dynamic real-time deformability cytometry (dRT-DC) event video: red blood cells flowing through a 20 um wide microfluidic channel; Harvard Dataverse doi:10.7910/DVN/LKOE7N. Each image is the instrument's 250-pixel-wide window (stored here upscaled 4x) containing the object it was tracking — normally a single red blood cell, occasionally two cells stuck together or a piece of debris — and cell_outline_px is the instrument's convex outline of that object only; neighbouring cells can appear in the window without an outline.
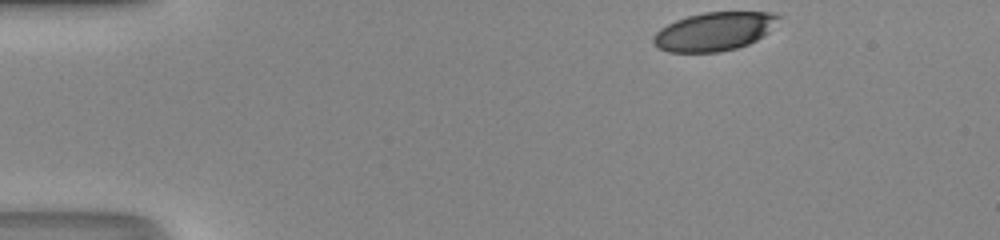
{"species": "human", "species_latin": "Homo sapiens", "temperature_condition": "room temperature", "stored_images_in_passage": 35, "camera_frame_rate_fps": 3000, "um_per_image_px": 0.085, "donor": {"sex": "male"}, "frame": {"image": 1, "passage_image": 1, "time_ms": 0.0, "image_size_px": [1000, 240], "cell_outline_px": [[780, 16], [768, 32], [756, 40], [748, 44], [736, 48], [720, 52], [668, 52], [656, 48], [652, 40], [652, 36], [660, 28], [676, 20], [688, 16], [704, 12], [772, 12]], "centroid_in_image_um": [60.66, 2.68], "position_along_channel_um": 24.3, "area_um2": 28.03}}
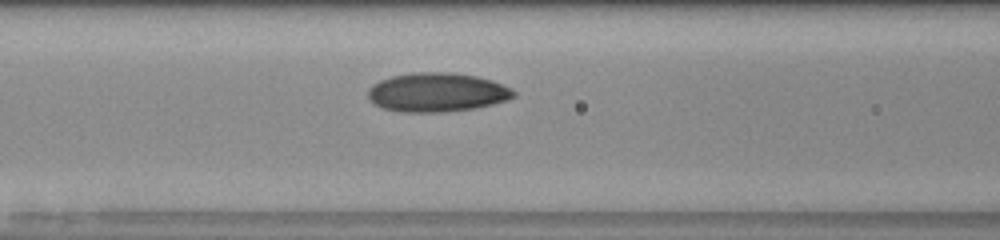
{"frame": {"image": 2, "passage_image": 15, "time_ms": 4.667, "image_size_px": [1000, 240], "cell_outline_px": [[516, 96], [508, 100], [476, 108], [444, 112], [400, 112], [380, 108], [368, 100], [368, 88], [372, 84], [380, 80], [392, 76], [412, 72], [452, 72], [476, 76], [492, 80], [512, 88], [516, 92]], "centroid_in_image_um": [37.13, 7.85], "position_along_channel_um": 129.5, "area_um2": 33.58}}
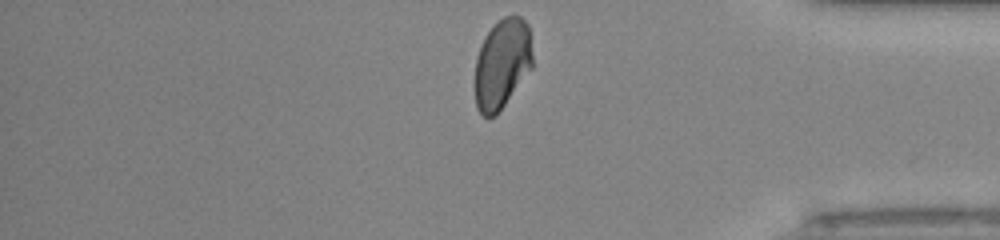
{"frame": {"image": 3, "passage_image": 35, "time_ms": 11.333, "image_size_px": [1000, 240], "cell_outline_px": [[532, 68], [496, 116], [484, 116], [476, 108], [476, 56], [480, 44], [484, 36], [504, 16], [520, 16], [528, 24], [532, 52]], "centroid_in_image_um": [42.68, 5.42], "position_along_channel_um": 392.5, "area_um2": 30.0}, "authors_computed_cell_mechanics": {"area_um2": 31.7322, "velocity_mm_per_s": 4.2613, "shape_relaxation_time_tau1_ms": 6.3996, "shape_relaxation_time_tau2_ms": 1.1353, "deformation_change_tau1": 0.1775, "deformation_change_tau2": 0.0492}}